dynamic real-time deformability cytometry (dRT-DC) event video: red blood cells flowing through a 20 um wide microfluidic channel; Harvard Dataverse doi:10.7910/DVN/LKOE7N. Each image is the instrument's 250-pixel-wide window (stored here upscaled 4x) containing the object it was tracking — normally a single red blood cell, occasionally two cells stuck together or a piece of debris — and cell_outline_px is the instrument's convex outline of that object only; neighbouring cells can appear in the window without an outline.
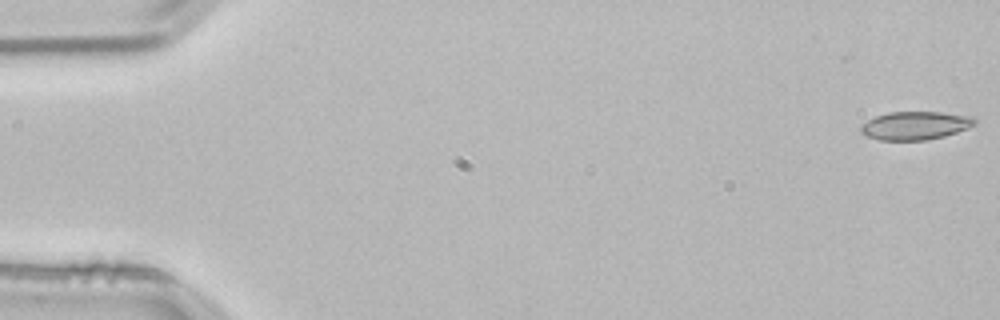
{"species": "common noctule bat (a hibernating species)", "species_latin": "Nyctalus noctula", "temperature_condition": "room temperature", "stored_images_in_passage": 30, "camera_frame_rate_fps": 3000, "um_per_image_px": 0.085, "animal": {"sex": "male", "body_mass_g": 21.5, "forearm_length_mm": 52.0}, "frame": {"image": 1, "passage_image": 1, "time_ms": 0.0, "image_size_px": [1000, 320], "cell_outline_px": [[976, 124], [968, 128], [944, 136], [928, 140], [880, 140], [868, 136], [860, 132], [860, 124], [876, 116], [888, 112], [940, 112], [972, 116], [976, 120]], "centroid_in_image_um": [77.79, 10.67], "position_along_channel_um": 7.2, "area_um2": 18.79}}
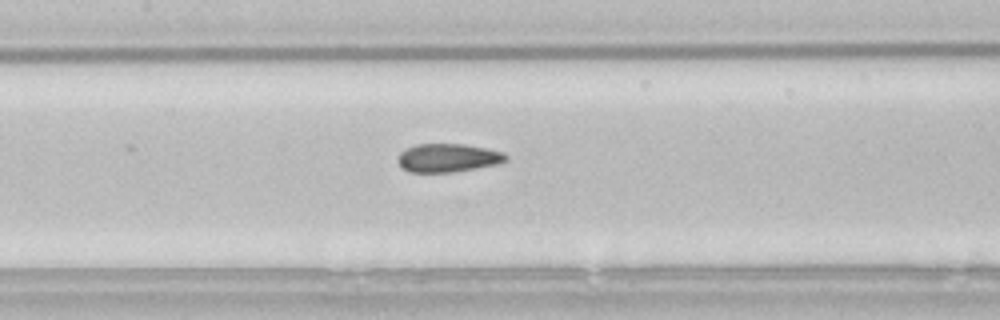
{"frame": {"image": 2, "passage_image": 25, "time_ms": 8.0, "image_size_px": [1000, 320], "cell_outline_px": [[508, 160], [496, 164], [476, 168], [452, 172], [408, 172], [396, 160], [396, 156], [400, 152], [416, 144], [464, 144], [504, 152], [508, 156]], "centroid_in_image_um": [38.06, 13.41], "position_along_channel_um": 169.3, "area_um2": 17.86}}
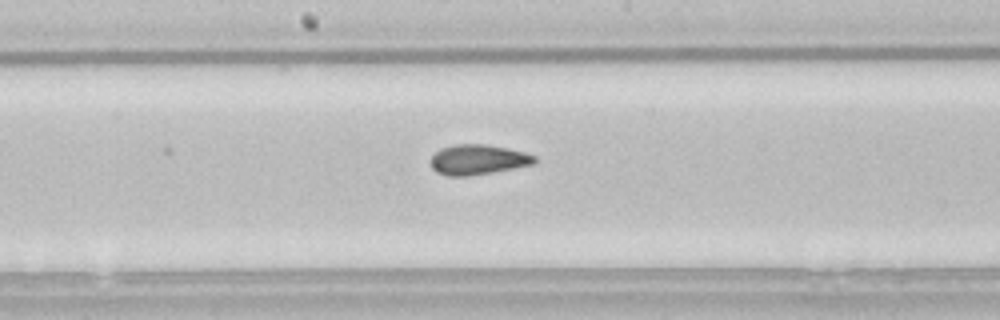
{"frame": {"image": 3, "passage_image": 28, "time_ms": 9.0, "image_size_px": [1000, 320], "cell_outline_px": [[536, 164], [492, 172], [468, 176], [448, 176], [436, 172], [432, 168], [428, 160], [440, 148], [452, 144], [484, 144], [508, 148], [524, 152], [536, 156]], "centroid_in_image_um": [40.6, 13.56], "position_along_channel_um": 207.6, "area_um2": 18.44}}